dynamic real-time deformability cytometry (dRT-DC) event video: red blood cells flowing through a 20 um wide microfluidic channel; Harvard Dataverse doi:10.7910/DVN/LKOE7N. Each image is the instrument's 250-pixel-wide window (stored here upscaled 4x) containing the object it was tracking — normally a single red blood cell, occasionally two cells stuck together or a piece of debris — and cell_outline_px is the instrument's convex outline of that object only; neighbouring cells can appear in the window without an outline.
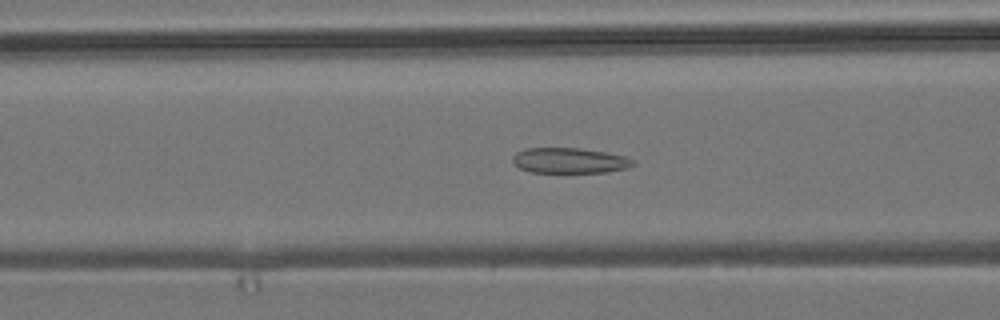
{"species": "common noctule bat (a hibernating species)", "species_latin": "Nyctalus noctula", "temperature_condition": "room temperature", "stored_images_in_passage": 53, "camera_frame_rate_fps": 3000, "um_per_image_px": 0.085, "animal": {"sex": "male", "body_mass_g": 19.2, "forearm_length_mm": 51.8}, "frame": {"image": 1, "passage_image": 20, "time_ms": 6.333, "image_size_px": [1000, 320], "cell_outline_px": [[636, 164], [628, 168], [608, 172], [532, 172], [520, 168], [512, 164], [512, 156], [516, 152], [524, 148], [580, 148], [604, 152], [624, 156], [636, 160]], "centroid_in_image_um": [48.41, 13.64], "position_along_channel_um": 118.2, "area_um2": 17.98}}
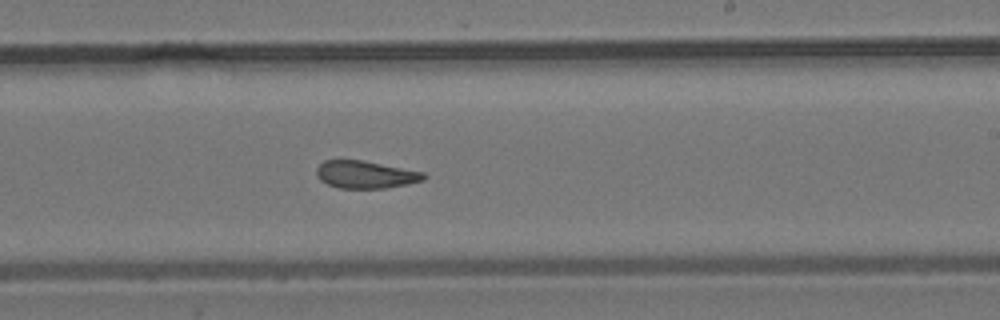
{"frame": {"image": 2, "passage_image": 31, "time_ms": 10.0, "image_size_px": [1000, 320], "cell_outline_px": [[428, 176], [424, 180], [408, 184], [384, 188], [340, 188], [328, 184], [320, 180], [316, 176], [316, 168], [324, 160], [360, 160], [424, 172]], "centroid_in_image_um": [31.06, 14.84], "position_along_channel_um": 257.9, "area_um2": 17.11}}
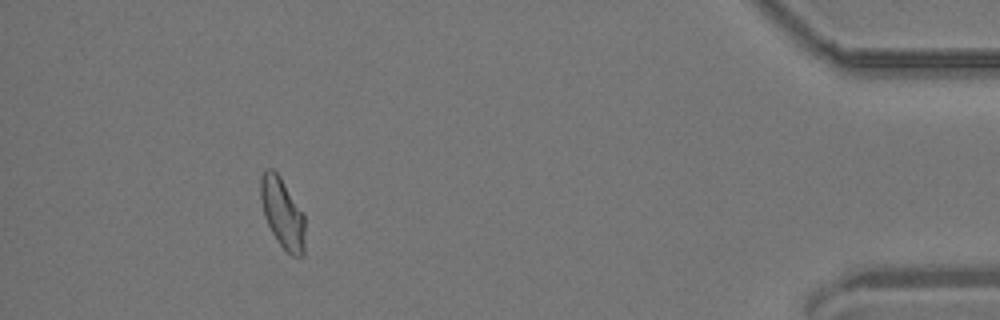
{"frame": {"image": 3, "passage_image": 48, "time_ms": 15.667, "image_size_px": [1000, 320], "cell_outline_px": [[304, 256], [292, 256], [276, 240], [264, 216], [260, 200], [260, 180], [264, 168], [272, 168], [280, 176], [304, 212]], "centroid_in_image_um": [24.0, 18.08], "position_along_channel_um": 411.2, "area_um2": 18.32}, "authors_computed_cell_mechanics": {"area_um2": 18.207, "velocity_mm_per_s": 3.8128, "shape_relaxation_time_tau1_ms": null, "shape_relaxation_time_tau2_ms": 2.5102, "deformation_change_tau1": null, "deformation_change_tau2": 0.0973}}